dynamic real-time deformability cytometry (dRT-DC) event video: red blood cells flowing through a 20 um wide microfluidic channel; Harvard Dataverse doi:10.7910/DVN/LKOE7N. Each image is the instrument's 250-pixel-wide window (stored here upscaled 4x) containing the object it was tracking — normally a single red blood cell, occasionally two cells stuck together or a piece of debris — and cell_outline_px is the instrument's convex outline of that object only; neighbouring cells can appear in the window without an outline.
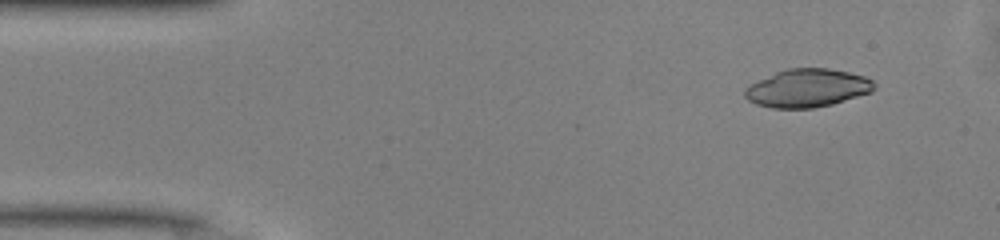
{"species": "common noctule bat (a hibernating species)", "species_latin": "Nyctalus noctula", "temperature_condition": "warm", "stored_images_in_passage": 45, "camera_frame_rate_fps": 3000, "um_per_image_px": 0.085, "animal": {"sex": "male", "body_mass_g": 13.0, "forearm_length_mm": 53.1}, "frame": {"image": 1, "passage_image": 1, "time_ms": 0.0, "image_size_px": [1000, 240], "cell_outline_px": [[876, 88], [872, 92], [832, 104], [812, 108], [772, 108], [756, 104], [748, 100], [744, 96], [744, 88], [776, 72], [788, 68], [828, 68], [848, 72], [864, 76], [872, 80], [876, 84]], "centroid_in_image_um": [68.65, 7.49], "position_along_channel_um": 16.4, "area_um2": 28.67}}